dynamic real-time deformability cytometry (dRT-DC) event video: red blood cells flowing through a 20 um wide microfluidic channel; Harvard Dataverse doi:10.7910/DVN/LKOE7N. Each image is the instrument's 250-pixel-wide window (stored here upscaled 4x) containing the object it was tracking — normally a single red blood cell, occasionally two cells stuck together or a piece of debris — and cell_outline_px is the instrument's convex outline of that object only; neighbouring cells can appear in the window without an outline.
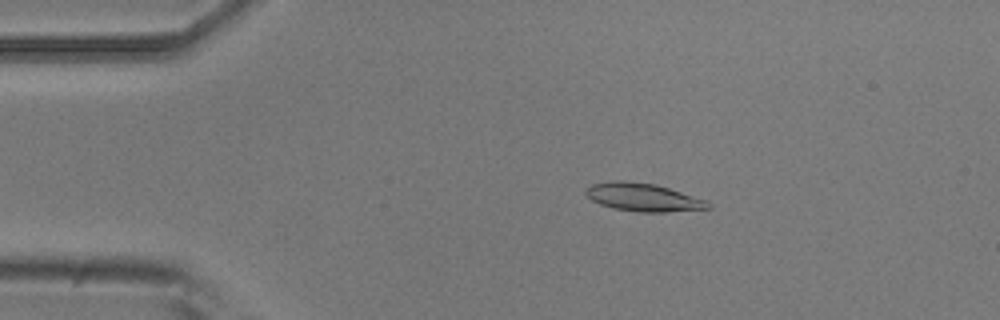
{"species": "common noctule bat (a hibernating species)", "species_latin": "Nyctalus noctula", "temperature_condition": "room temperature", "stored_images_in_passage": 2, "camera_frame_rate_fps": 3000, "um_per_image_px": 0.085, "animal": {"sex": "male", "body_mass_g": 20.5, "forearm_length_mm": 52.5}, "frame": {"image": 1, "passage_image": 1, "time_ms": 0.0, "image_size_px": [1000, 320], "cell_outline_px": [[712, 208], [664, 212], [640, 212], [612, 208], [600, 204], [592, 200], [584, 192], [592, 184], [612, 180], [624, 180], [656, 184], [708, 200], [712, 204]], "centroid_in_image_um": [54.7, 16.76], "position_along_channel_um": 30.3, "area_um2": 20.11}}